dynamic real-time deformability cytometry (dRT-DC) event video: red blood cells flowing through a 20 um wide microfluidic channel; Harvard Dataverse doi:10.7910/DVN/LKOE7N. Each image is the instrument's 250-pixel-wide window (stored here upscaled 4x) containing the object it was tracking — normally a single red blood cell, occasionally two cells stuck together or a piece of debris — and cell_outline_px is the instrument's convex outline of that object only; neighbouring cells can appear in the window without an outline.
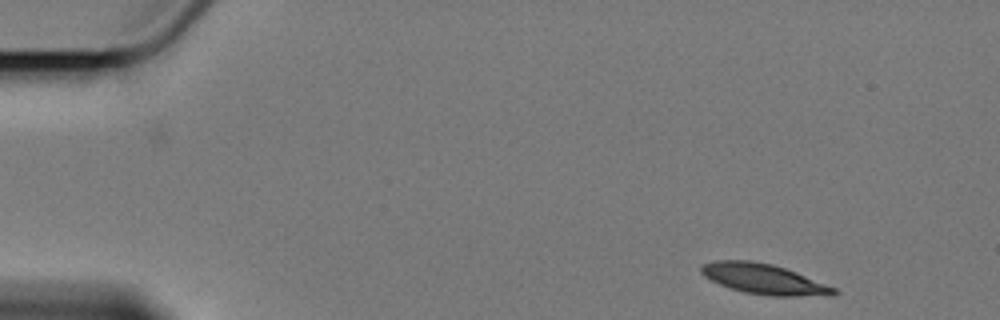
{"species": "Egyptian fruit bat (a non-hibernating species)", "species_latin": "Rousettus aegyptiacus", "temperature_condition": "cold", "stored_images_in_passage": 5, "camera_frame_rate_fps": 3000, "um_per_image_px": 0.085, "animal": {"sex": "female"}, "frame": {"image": 1, "passage_image": 1, "time_ms": 0.0, "image_size_px": [1000, 320], "cell_outline_px": [[840, 292], [836, 296], [768, 296], [744, 292], [728, 288], [704, 276], [700, 272], [700, 268], [704, 264], [716, 260], [748, 260], [772, 264], [796, 272], [836, 288]], "centroid_in_image_um": [64.97, 23.73], "position_along_channel_um": 20.0, "area_um2": 23.52}}
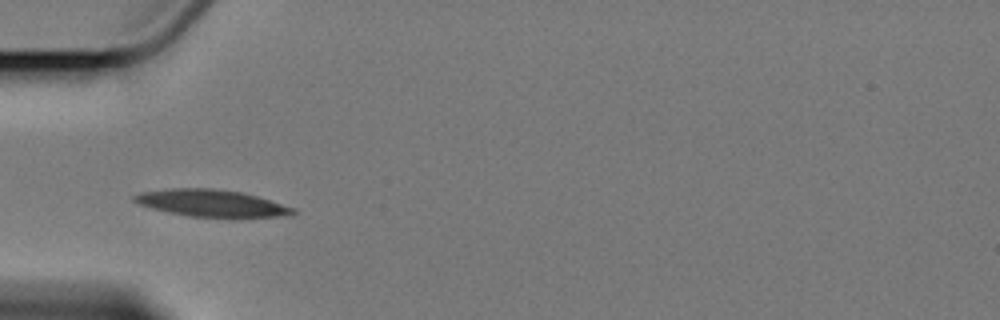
{"frame": {"image": 2, "passage_image": 5, "time_ms": 4.333, "image_size_px": [1000, 320], "cell_outline_px": [[296, 212], [292, 216], [232, 220], [228, 220], [188, 216], [168, 212], [152, 208], [140, 204], [132, 200], [132, 196], [140, 192], [172, 188], [212, 188], [244, 192], [296, 208]], "centroid_in_image_um": [18.1, 17.32], "position_along_channel_um": 66.9, "area_um2": 26.24}}